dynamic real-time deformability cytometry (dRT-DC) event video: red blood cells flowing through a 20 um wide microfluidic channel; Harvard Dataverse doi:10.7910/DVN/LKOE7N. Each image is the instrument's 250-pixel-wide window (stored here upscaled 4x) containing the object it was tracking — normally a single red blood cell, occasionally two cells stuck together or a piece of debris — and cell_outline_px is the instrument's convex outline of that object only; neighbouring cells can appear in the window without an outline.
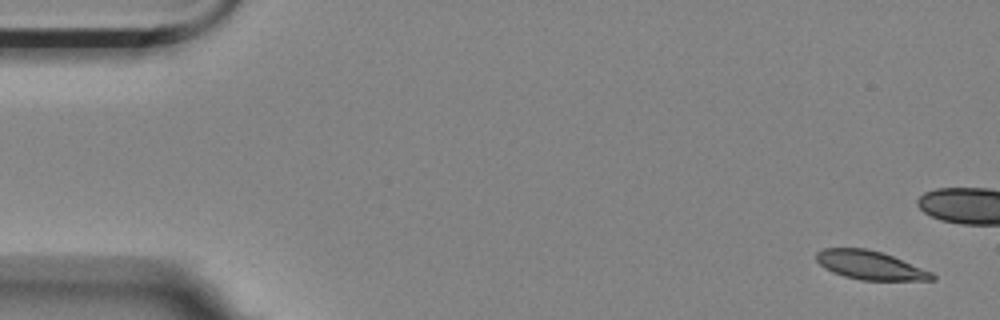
{"species": "Egyptian fruit bat (a non-hibernating species)", "species_latin": "Rousettus aegyptiacus", "temperature_condition": "room temperature", "stored_images_in_passage": 5, "camera_frame_rate_fps": 3000, "um_per_image_px": 0.085, "animal": {"sex": "female"}, "frame": {"image": 1, "passage_image": 1, "time_ms": 0.0, "image_size_px": [1000, 320], "cell_outline_px": [[936, 280], [860, 280], [844, 276], [832, 272], [824, 268], [816, 260], [816, 252], [824, 248], [864, 248], [880, 252], [892, 256], [932, 272], [936, 276]], "centroid_in_image_um": [73.94, 22.55], "position_along_channel_um": 11.1, "area_um2": 19.25}}